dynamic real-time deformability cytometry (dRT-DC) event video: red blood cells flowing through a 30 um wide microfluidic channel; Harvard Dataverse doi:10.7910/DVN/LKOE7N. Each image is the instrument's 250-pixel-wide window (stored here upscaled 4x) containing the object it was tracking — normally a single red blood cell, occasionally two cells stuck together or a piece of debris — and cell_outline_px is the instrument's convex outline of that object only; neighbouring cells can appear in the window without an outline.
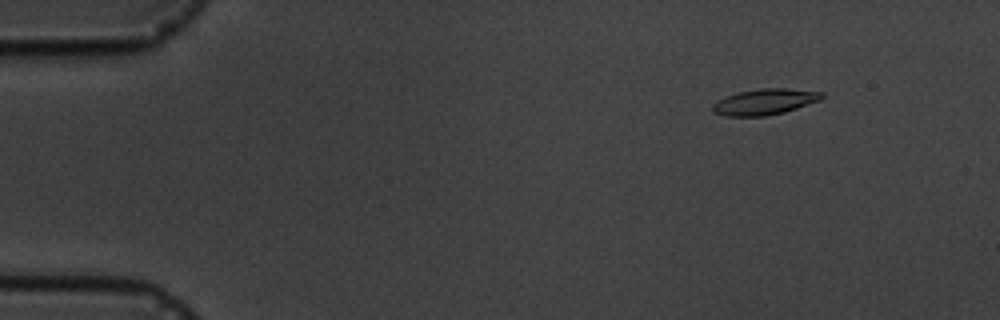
{"species": "common noctule bat (a hibernating species)", "species_latin": "Nyctalus noctula", "temperature_condition": "cold", "stored_images_in_passage": 6, "camera_frame_rate_fps": 3000, "um_per_image_px": 0.085, "animal": {"sex": "male", "body_mass_g": 19.5, "forearm_length_mm": 54.6}, "frame": {"image": 1, "passage_image": 2, "time_ms": 1.0, "image_size_px": [1000, 320], "cell_outline_px": [[824, 96], [820, 100], [784, 112], [768, 116], [724, 116], [716, 112], [712, 108], [712, 104], [724, 96], [740, 92], [760, 88], [784, 88], [824, 92]], "centroid_in_image_um": [65.0, 8.65], "position_along_channel_um": 20.0, "area_um2": 16.42}}
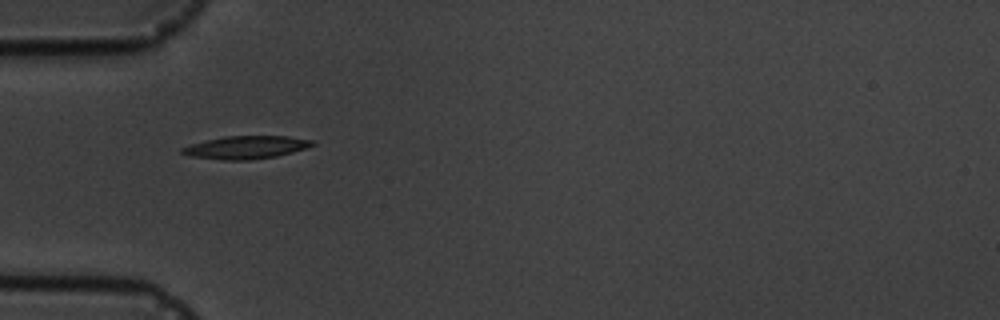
{"frame": {"image": 2, "passage_image": 5, "time_ms": 4.667, "image_size_px": [1000, 320], "cell_outline_px": [[316, 144], [292, 152], [276, 156], [248, 160], [220, 160], [192, 156], [180, 152], [180, 148], [192, 144], [224, 136], [288, 136], [316, 140]], "centroid_in_image_um": [20.94, 12.52], "position_along_channel_um": 64.1, "area_um2": 17.28}}
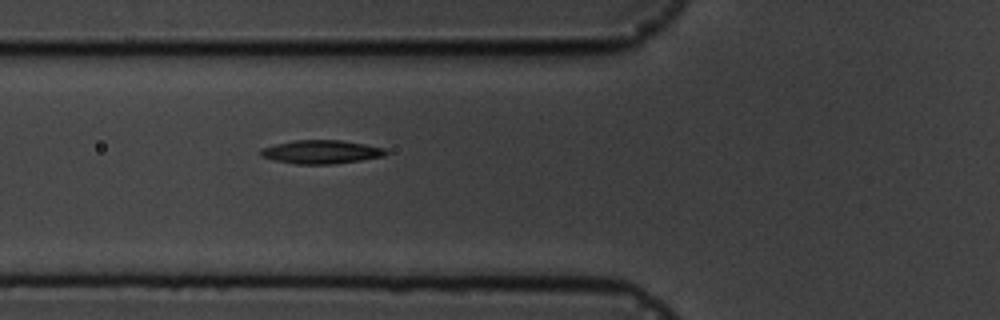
{"frame": {"image": 3, "passage_image": 6, "time_ms": 5.667, "image_size_px": [1000, 320], "cell_outline_px": [[388, 152], [384, 156], [360, 160], [332, 164], [296, 164], [276, 160], [260, 156], [260, 148], [276, 144], [296, 140], [340, 140], [364, 144], [384, 148]], "centroid_in_image_um": [27.29, 12.91], "position_along_channel_um": 98.5, "area_um2": 16.99}}